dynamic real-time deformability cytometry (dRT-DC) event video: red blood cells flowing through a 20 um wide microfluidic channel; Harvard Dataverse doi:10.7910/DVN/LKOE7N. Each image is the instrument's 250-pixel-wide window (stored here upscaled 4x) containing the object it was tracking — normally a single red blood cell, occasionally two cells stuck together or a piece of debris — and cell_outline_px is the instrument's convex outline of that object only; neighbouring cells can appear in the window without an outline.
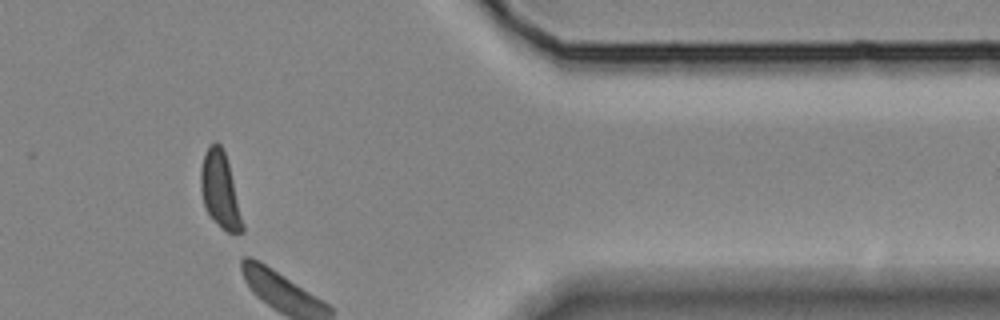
{"species": "Egyptian fruit bat (a non-hibernating species)", "species_latin": "Rousettus aegyptiacus", "temperature_condition": "room temperature", "stored_images_in_passage": 41, "camera_frame_rate_fps": 3000, "um_per_image_px": 0.085, "animal": {"sex": "female"}, "frame": {"image": 1, "passage_image": 34, "time_ms": 11.0, "image_size_px": [1000, 320], "cell_outline_px": [[244, 232], [228, 232], [204, 208], [200, 188], [200, 168], [204, 156], [208, 148], [216, 140], [220, 144], [224, 152], [228, 164], [244, 224]], "centroid_in_image_um": [18.69, 16.15], "position_along_channel_um": 392.7, "area_um2": 17.92}}
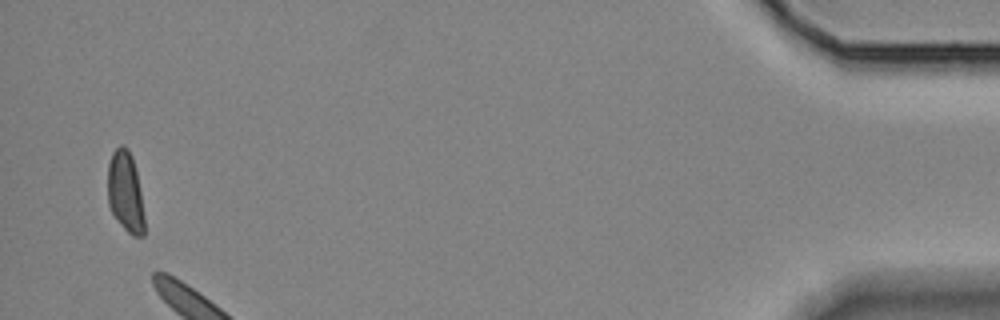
{"frame": {"image": 2, "passage_image": 40, "time_ms": 13.0, "image_size_px": [1000, 320], "cell_outline_px": [[144, 236], [132, 236], [124, 228], [112, 212], [108, 204], [108, 164], [112, 152], [120, 144], [124, 144], [128, 148], [132, 156], [136, 172], [140, 192], [144, 216]], "centroid_in_image_um": [10.65, 16.28], "position_along_channel_um": 424.6, "area_um2": 17.17}}